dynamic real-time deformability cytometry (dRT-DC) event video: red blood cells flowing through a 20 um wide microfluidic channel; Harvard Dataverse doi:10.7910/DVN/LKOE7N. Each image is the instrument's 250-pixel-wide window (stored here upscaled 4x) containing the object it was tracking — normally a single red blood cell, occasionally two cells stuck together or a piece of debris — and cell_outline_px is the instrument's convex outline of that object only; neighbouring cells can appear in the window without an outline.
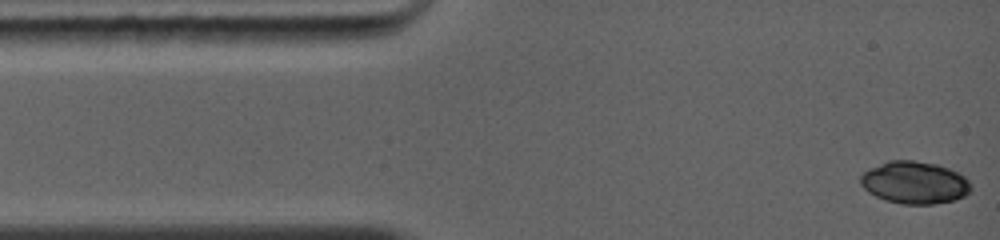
{"species": "common noctule bat (a hibernating species)", "species_latin": "Nyctalus noctula", "temperature_condition": "warm", "stored_images_in_passage": 3, "camera_frame_rate_fps": 5000, "um_per_image_px": 0.085, "animal": {"sex": "female", "body_mass_g": 19.0, "forearm_length_mm": 56.7}, "frame": {"image": 1, "passage_image": 1, "time_ms": 0.0, "image_size_px": [1000, 240], "cell_outline_px": [[972, 188], [964, 196], [956, 200], [932, 204], [904, 204], [884, 200], [868, 192], [860, 184], [860, 176], [868, 168], [888, 160], [912, 160], [936, 164], [960, 172], [968, 180]], "centroid_in_image_um": [77.73, 15.51], "position_along_channel_um": 7.3, "area_um2": 27.46}}